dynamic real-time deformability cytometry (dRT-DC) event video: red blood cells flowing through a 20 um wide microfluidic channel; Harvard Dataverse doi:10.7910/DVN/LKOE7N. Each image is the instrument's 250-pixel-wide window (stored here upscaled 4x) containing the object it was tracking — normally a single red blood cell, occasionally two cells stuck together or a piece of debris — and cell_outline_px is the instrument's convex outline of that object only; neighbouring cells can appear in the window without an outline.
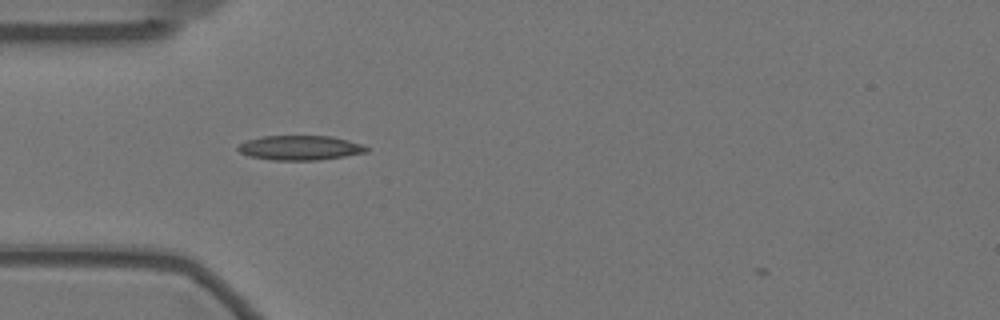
{"species": "Egyptian fruit bat (a non-hibernating species)", "species_latin": "Rousettus aegyptiacus", "temperature_condition": "warm", "stored_images_in_passage": 2, "camera_frame_rate_fps": 3000, "um_per_image_px": 0.085, "animal": {"sex": "female"}, "frame": {"image": 1, "passage_image": 1, "time_ms": 0.0, "image_size_px": [1000, 320], "cell_outline_px": [[368, 152], [320, 160], [272, 160], [248, 156], [240, 152], [236, 148], [240, 144], [248, 140], [264, 136], [332, 136], [364, 144], [368, 148]], "centroid_in_image_um": [25.53, 12.56], "position_along_channel_um": 59.5, "area_um2": 18.44}}